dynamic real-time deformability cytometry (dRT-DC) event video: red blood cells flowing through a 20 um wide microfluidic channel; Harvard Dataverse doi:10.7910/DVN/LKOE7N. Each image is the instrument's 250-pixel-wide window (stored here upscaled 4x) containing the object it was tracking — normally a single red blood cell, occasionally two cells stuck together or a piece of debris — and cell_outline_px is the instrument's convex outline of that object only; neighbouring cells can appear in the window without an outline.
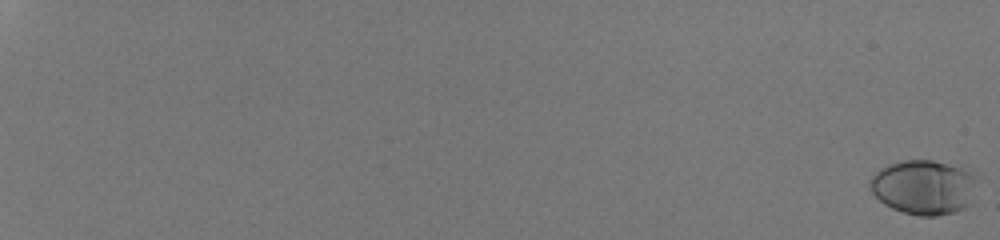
{"species": "human", "species_latin": "Homo sapiens", "temperature_condition": "room temperature", "stored_images_in_passage": 56, "camera_frame_rate_fps": 3000, "um_per_image_px": 0.085, "donor": {"sex": "male"}, "frame": {"image": 1, "passage_image": 1, "time_ms": 0.0, "image_size_px": [1000, 240], "cell_outline_px": [[972, 204], [956, 212], [936, 216], [920, 216], [904, 212], [892, 208], [884, 204], [868, 188], [868, 180], [880, 168], [888, 164], [904, 160], [932, 160], [948, 164], [972, 172]], "centroid_in_image_um": [78.45, 15.92], "position_along_channel_um": 6.6, "area_um2": 33.81}}
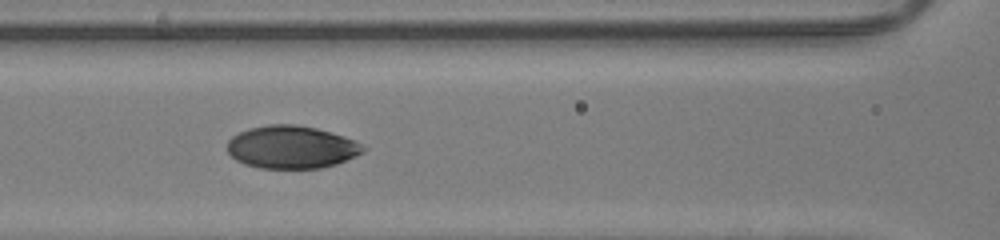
{"frame": {"image": 2, "passage_image": 32, "time_ms": 10.333, "image_size_px": [1000, 240], "cell_outline_px": [[368, 148], [364, 152], [336, 164], [320, 168], [260, 168], [244, 164], [236, 160], [228, 152], [228, 140], [232, 136], [248, 128], [268, 124], [296, 124], [316, 128], [332, 132], [356, 140]], "centroid_in_image_um": [24.8, 12.49], "position_along_channel_um": 141.8, "area_um2": 34.04}}
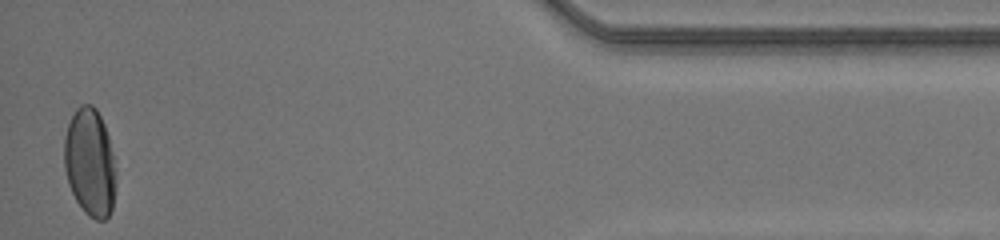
{"frame": {"image": 3, "passage_image": 56, "time_ms": 18.333, "image_size_px": [1000, 240], "cell_outline_px": [[112, 208], [108, 216], [104, 220], [96, 220], [88, 216], [84, 212], [76, 200], [68, 184], [64, 168], [64, 140], [68, 124], [76, 108], [80, 104], [92, 104], [96, 108], [104, 124], [108, 136], [112, 152]], "centroid_in_image_um": [7.58, 13.77], "position_along_channel_um": 427.6, "area_um2": 31.73}, "authors_computed_cell_mechanics": {"area_um2": 33.1194, "velocity_mm_per_s": 4.2147, "shape_relaxation_time_tau1_ms": 4.3502, "shape_relaxation_time_tau2_ms": 0.7589, "deformation_change_tau1": 0.1747, "deformation_change_tau2": 0.0314}}